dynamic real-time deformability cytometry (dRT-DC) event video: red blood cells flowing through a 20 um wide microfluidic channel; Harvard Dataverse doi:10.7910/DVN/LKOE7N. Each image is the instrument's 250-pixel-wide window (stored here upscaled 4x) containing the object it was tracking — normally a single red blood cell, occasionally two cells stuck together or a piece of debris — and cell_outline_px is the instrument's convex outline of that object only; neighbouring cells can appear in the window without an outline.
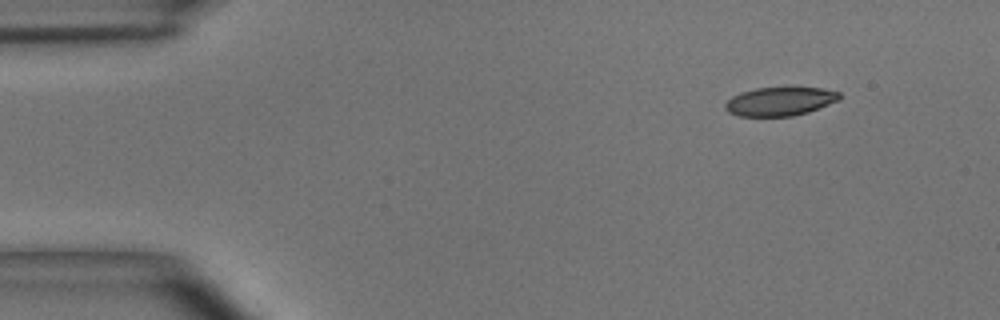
{"species": "common noctule bat (a hibernating species)", "species_latin": "Nyctalus noctula", "temperature_condition": "room temperature", "stored_images_in_passage": 44, "camera_frame_rate_fps": 3000, "um_per_image_px": 0.085, "animal": {"sex": "male", "body_mass_g": 15.6}, "frame": {"image": 1, "passage_image": 1, "time_ms": 0.0, "image_size_px": [1000, 320], "cell_outline_px": [[840, 100], [808, 112], [792, 116], [736, 116], [728, 112], [724, 108], [724, 104], [732, 96], [740, 92], [756, 88], [824, 88], [840, 92]], "centroid_in_image_um": [66.28, 8.62], "position_along_channel_um": 18.7, "area_um2": 19.13}}
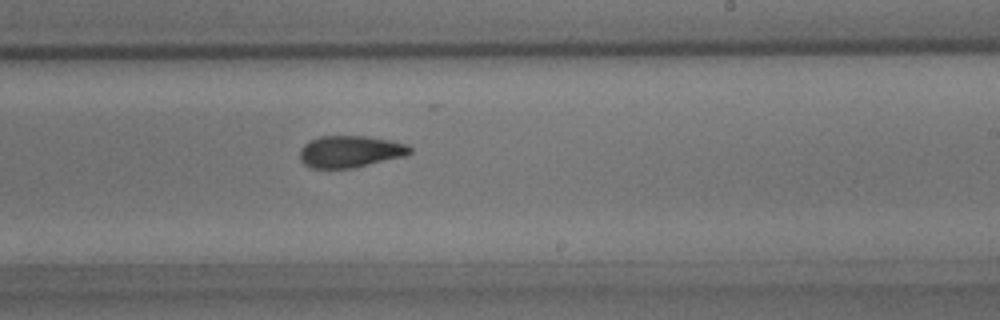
{"frame": {"image": 2, "passage_image": 25, "time_ms": 8.0, "image_size_px": [1000, 320], "cell_outline_px": [[412, 152], [404, 156], [352, 168], [312, 168], [304, 164], [300, 160], [300, 148], [308, 140], [320, 136], [368, 136], [392, 140], [408, 144], [412, 148]], "centroid_in_image_um": [29.76, 12.87], "position_along_channel_um": 259.2, "area_um2": 20.58}}
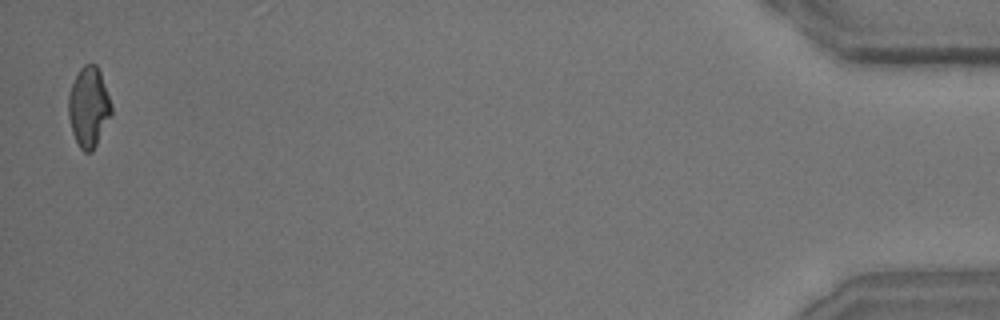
{"frame": {"image": 3, "passage_image": 44, "time_ms": 14.333, "image_size_px": [1000, 320], "cell_outline_px": [[112, 116], [92, 152], [84, 152], [80, 148], [72, 132], [68, 116], [68, 92], [80, 68], [84, 64], [96, 64], [100, 72], [112, 104]], "centroid_in_image_um": [7.54, 9.11], "position_along_channel_um": 427.7, "area_um2": 20.17}, "authors_computed_cell_mechanics": {"area_um2": 20.7502, "velocity_mm_per_s": 4.0657, "shape_relaxation_time_tau1_ms": 4.8286, "shape_relaxation_time_tau2_ms": 2.1059, "deformation_change_tau1": 0.1578, "deformation_change_tau2": 0.0899}}